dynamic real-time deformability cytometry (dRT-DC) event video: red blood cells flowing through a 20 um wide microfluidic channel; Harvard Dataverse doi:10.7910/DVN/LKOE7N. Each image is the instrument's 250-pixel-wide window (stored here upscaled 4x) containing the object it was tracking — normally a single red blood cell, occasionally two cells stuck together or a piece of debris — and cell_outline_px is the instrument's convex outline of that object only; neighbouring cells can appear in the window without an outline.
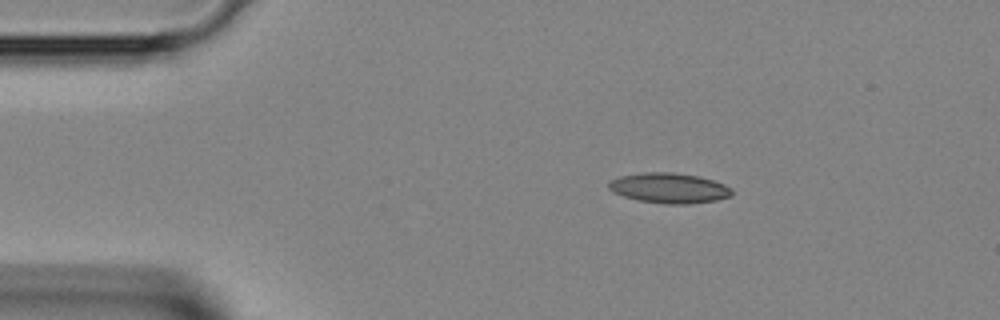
{"species": "Egyptian fruit bat (a non-hibernating species)", "species_latin": "Rousettus aegyptiacus", "temperature_condition": "room temperature", "stored_images_in_passage": 36, "camera_frame_rate_fps": 3000, "um_per_image_px": 0.085, "animal": {"sex": "female"}, "frame": {"image": 1, "passage_image": 1, "time_ms": 0.0, "image_size_px": [1000, 320], "cell_outline_px": [[732, 196], [716, 200], [688, 204], [664, 204], [636, 200], [612, 192], [608, 188], [608, 180], [620, 176], [644, 172], [672, 172], [700, 176], [724, 184], [732, 188]], "centroid_in_image_um": [56.86, 15.98], "position_along_channel_um": 28.1, "area_um2": 21.91}}
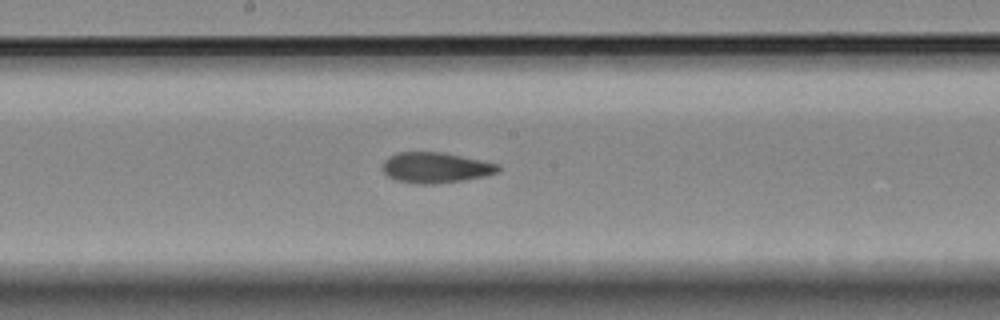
{"frame": {"image": 2, "passage_image": 16, "time_ms": 5.0, "image_size_px": [1000, 320], "cell_outline_px": [[500, 168], [496, 172], [484, 176], [464, 180], [432, 184], [416, 184], [396, 180], [388, 176], [384, 172], [384, 160], [388, 156], [396, 152], [440, 152], [500, 164]], "centroid_in_image_um": [37.0, 14.25], "position_along_channel_um": 211.2, "area_um2": 20.4}}
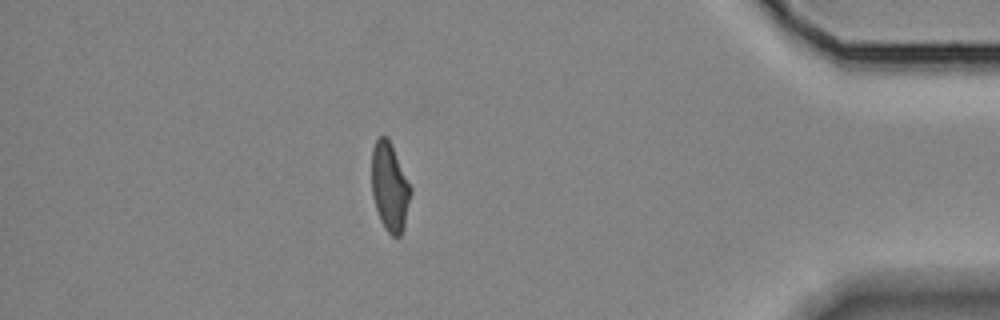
{"frame": {"image": 3, "passage_image": 31, "time_ms": 10.0, "image_size_px": [1000, 320], "cell_outline_px": [[412, 192], [404, 228], [400, 236], [392, 236], [384, 228], [380, 220], [372, 196], [372, 148], [376, 140], [380, 136], [388, 136], [392, 144], [412, 188]], "centroid_in_image_um": [33.14, 15.89], "position_along_channel_um": 402.1, "area_um2": 20.35}}